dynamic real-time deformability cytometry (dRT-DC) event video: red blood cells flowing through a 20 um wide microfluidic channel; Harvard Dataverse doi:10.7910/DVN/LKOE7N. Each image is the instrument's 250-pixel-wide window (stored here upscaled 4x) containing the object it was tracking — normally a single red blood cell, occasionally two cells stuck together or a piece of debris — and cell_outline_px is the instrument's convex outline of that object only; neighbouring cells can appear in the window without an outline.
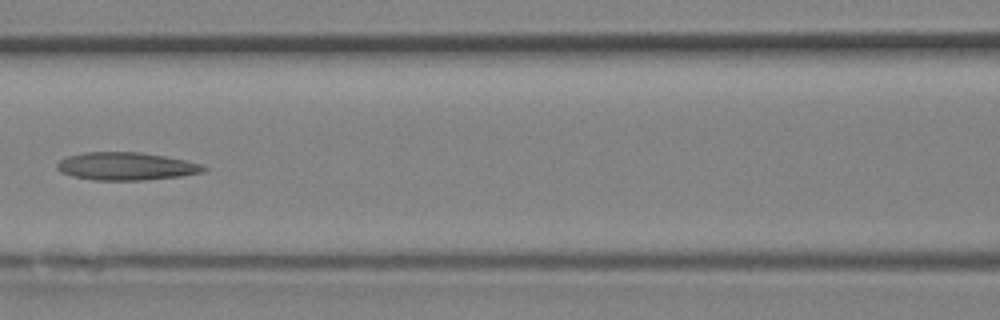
{"species": "Egyptian fruit bat (a non-hibernating species)", "species_latin": "Rousettus aegyptiacus", "temperature_condition": "room temperature", "stored_images_in_passage": 18, "camera_frame_rate_fps": 3000, "um_per_image_px": 0.085, "animal": {"sex": "female"}, "frame": {"image": 1, "passage_image": 13, "time_ms": 4.0, "image_size_px": [1000, 320], "cell_outline_px": [[208, 168], [204, 172], [180, 176], [140, 180], [96, 180], [72, 176], [60, 172], [56, 168], [56, 164], [60, 160], [68, 156], [84, 152], [140, 152], [164, 156], [184, 160], [200, 164]], "centroid_in_image_um": [10.69, 14.13], "position_along_channel_um": 155.9, "area_um2": 23.64}}
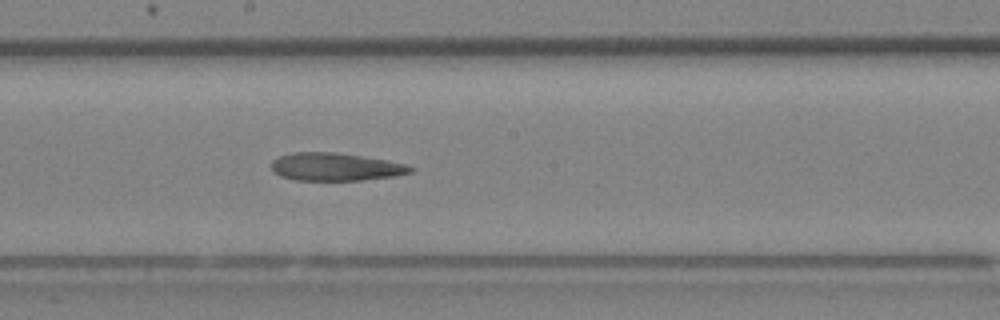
{"frame": {"image": 2, "passage_image": 16, "time_ms": 5.0, "image_size_px": [1000, 320], "cell_outline_px": [[416, 168], [412, 172], [396, 176], [364, 180], [296, 180], [280, 176], [272, 168], [272, 160], [280, 156], [292, 152], [336, 152], [388, 160], [404, 164]], "centroid_in_image_um": [28.55, 14.18], "position_along_channel_um": 219.6, "area_um2": 22.6}}